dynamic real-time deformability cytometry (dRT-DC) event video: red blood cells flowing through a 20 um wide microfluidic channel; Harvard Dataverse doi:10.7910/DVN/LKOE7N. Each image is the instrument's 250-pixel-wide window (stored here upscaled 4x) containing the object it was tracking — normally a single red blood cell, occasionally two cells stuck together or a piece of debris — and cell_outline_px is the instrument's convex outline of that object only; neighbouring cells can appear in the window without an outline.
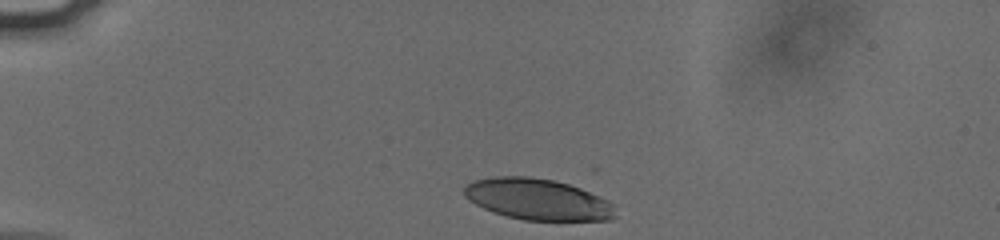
{"species": "human", "species_latin": "Homo sapiens", "temperature_condition": "cold", "stored_images_in_passage": 34, "camera_frame_rate_fps": 3000, "um_per_image_px": 0.085, "donor": {"sex": "male"}, "frame": {"image": 1, "passage_image": 1, "time_ms": 0.0, "image_size_px": [1000, 240], "cell_outline_px": [[616, 216], [608, 220], [524, 220], [492, 212], [468, 200], [464, 196], [464, 188], [472, 180], [496, 176], [528, 176], [552, 180], [568, 184], [580, 188], [608, 200], [612, 204]], "centroid_in_image_um": [45.67, 16.94], "position_along_channel_um": 39.3, "area_um2": 36.13}}
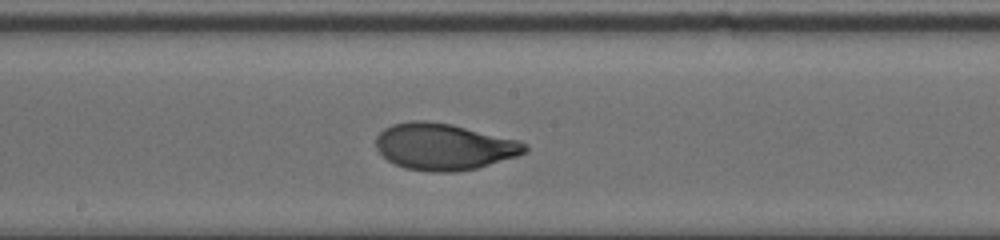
{"frame": {"image": 2, "passage_image": 19, "time_ms": 6.0, "image_size_px": [1000, 240], "cell_outline_px": [[528, 148], [524, 152], [516, 156], [476, 168], [456, 172], [432, 172], [404, 168], [388, 160], [376, 148], [376, 136], [384, 128], [392, 124], [412, 120], [428, 120], [452, 124], [520, 140], [528, 144]], "centroid_in_image_um": [37.73, 12.45], "position_along_channel_um": 210.5, "area_um2": 40.52}}
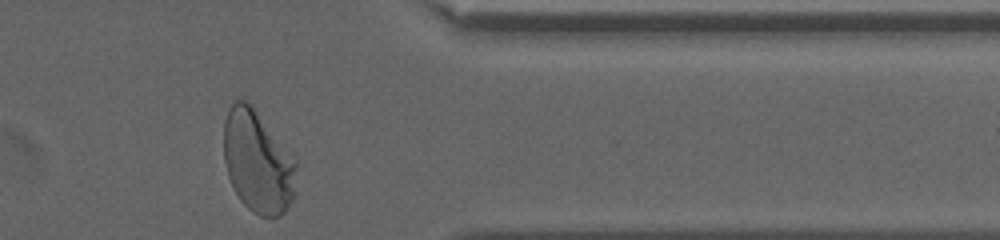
{"frame": {"image": 3, "passage_image": 34, "time_ms": 11.0, "image_size_px": [1000, 240], "cell_outline_px": [[296, 168], [292, 200], [284, 212], [280, 216], [260, 216], [252, 212], [240, 200], [228, 176], [224, 160], [224, 120], [228, 108], [236, 100], [244, 100], [252, 108], [296, 160]], "centroid_in_image_um": [21.87, 13.79], "position_along_channel_um": 389.5, "area_um2": 42.31}, "authors_computed_cell_mechanics": {"area_um2": 39.0728, "velocity_mm_per_s": 3.7781, "shape_relaxation_time_tau1_ms": 3.3237, "shape_relaxation_time_tau2_ms": null, "deformation_change_tau1": 0.1705, "deformation_change_tau2": null}}